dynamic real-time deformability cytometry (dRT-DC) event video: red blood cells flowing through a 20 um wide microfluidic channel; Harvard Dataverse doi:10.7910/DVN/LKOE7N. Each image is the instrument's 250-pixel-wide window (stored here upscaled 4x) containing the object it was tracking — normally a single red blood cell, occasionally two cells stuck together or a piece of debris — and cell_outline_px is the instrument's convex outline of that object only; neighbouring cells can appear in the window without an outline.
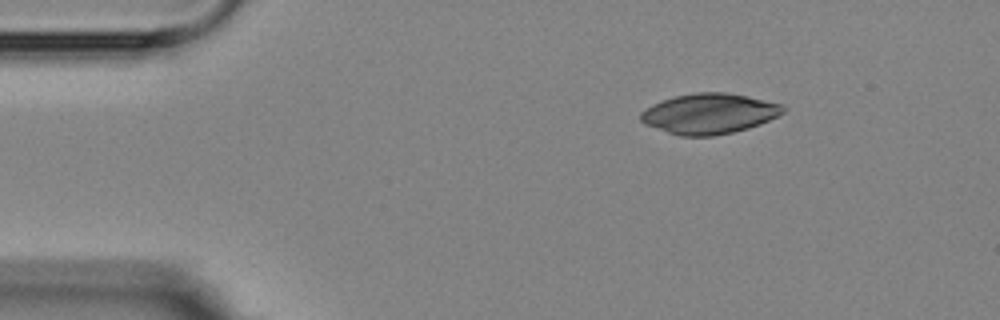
{"species": "Egyptian fruit bat (a non-hibernating species)", "species_latin": "Rousettus aegyptiacus", "temperature_condition": "room temperature", "stored_images_in_passage": 1, "camera_frame_rate_fps": 3000, "um_per_image_px": 0.085, "animal": {"sex": "female"}, "frame": {"image": 1, "passage_image": 1, "time_ms": 0.0, "image_size_px": [1000, 320], "cell_outline_px": [[788, 108], [784, 112], [760, 124], [748, 128], [732, 132], [712, 136], [680, 136], [644, 124], [640, 120], [640, 112], [644, 108], [660, 100], [676, 96], [696, 92], [728, 92], [784, 104]], "centroid_in_image_um": [60.28, 9.65], "position_along_channel_um": 24.7, "area_um2": 33.64}}